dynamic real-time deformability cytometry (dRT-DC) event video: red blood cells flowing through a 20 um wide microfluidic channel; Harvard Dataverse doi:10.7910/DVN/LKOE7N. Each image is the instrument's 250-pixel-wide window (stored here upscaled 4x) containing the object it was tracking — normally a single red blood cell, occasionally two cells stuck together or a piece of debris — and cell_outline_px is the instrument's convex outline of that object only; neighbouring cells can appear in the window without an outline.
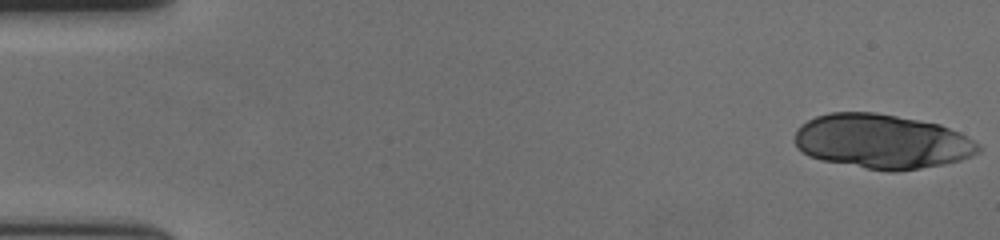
{"species": "human", "species_latin": "Homo sapiens", "temperature_condition": "cold", "stored_images_in_passage": 19, "camera_frame_rate_fps": 3000, "um_per_image_px": 0.085, "donor": {"sex": "female"}, "frame": {"image": 1, "passage_image": 1, "time_ms": 0.0, "image_size_px": [1000, 240], "cell_outline_px": [[980, 152], [972, 156], [960, 160], [944, 164], [896, 172], [888, 172], [820, 160], [808, 156], [796, 148], [796, 128], [800, 124], [816, 116], [828, 112], [876, 112], [940, 124], [960, 132], [980, 144]], "centroid_in_image_um": [74.96, 12.02], "position_along_channel_um": 10.0, "area_um2": 58.72}}